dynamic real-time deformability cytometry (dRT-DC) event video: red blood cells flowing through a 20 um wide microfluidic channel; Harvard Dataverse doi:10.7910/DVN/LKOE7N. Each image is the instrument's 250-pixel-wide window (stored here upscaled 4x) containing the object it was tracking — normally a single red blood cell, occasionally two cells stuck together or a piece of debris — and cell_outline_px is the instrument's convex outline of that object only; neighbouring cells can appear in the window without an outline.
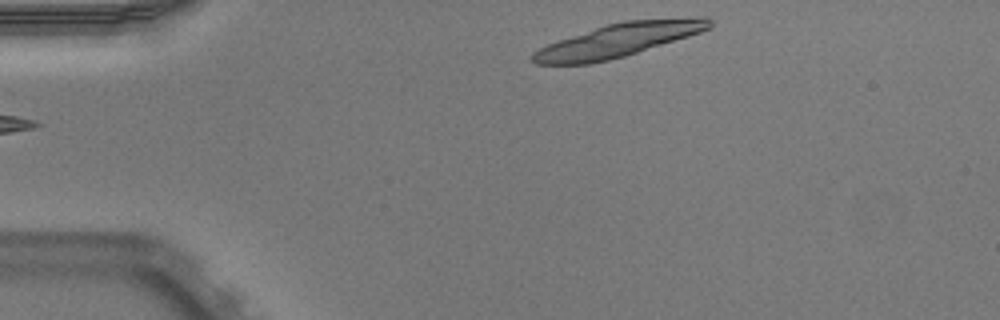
{"species": "Egyptian fruit bat (a non-hibernating species)", "species_latin": "Rousettus aegyptiacus", "temperature_condition": "warm", "stored_images_in_passage": 9, "camera_frame_rate_fps": 3000, "um_per_image_px": 0.085, "animal": {"sex": "male"}, "frame": {"image": 1, "passage_image": 1, "time_ms": 0.0, "image_size_px": [1000, 320], "cell_outline_px": [[712, 24], [708, 28], [700, 32], [688, 36], [624, 56], [608, 60], [588, 64], [536, 64], [528, 60], [528, 56], [532, 52], [548, 44], [604, 24], [624, 20], [696, 16], [708, 16], [712, 20]], "centroid_in_image_um": [52.55, 3.39], "position_along_channel_um": 32.5, "area_um2": 34.68}}